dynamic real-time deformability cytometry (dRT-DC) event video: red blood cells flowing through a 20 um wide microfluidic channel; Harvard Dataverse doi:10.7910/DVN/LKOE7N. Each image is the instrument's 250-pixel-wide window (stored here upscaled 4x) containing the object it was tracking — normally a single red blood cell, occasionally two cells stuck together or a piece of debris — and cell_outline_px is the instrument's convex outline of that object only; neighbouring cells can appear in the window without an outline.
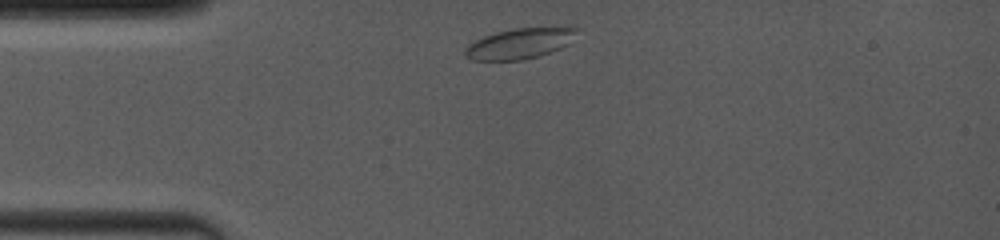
{"species": "common noctule bat (a hibernating species)", "species_latin": "Nyctalus noctula", "temperature_condition": "room temperature", "stored_images_in_passage": 5, "camera_frame_rate_fps": 4000, "um_per_image_px": 0.085, "animal": {"sex": "female", "body_mass_g": 19.0, "forearm_length_mm": 53.3}, "frame": {"image": 1, "passage_image": 1, "time_ms": 0.0, "image_size_px": [1000, 240], "cell_outline_px": [[580, 28], [568, 44], [552, 52], [540, 56], [524, 60], [472, 60], [464, 56], [464, 48], [468, 44], [484, 36], [496, 32], [516, 28]], "centroid_in_image_um": [44.13, 3.72], "position_along_channel_um": 40.9, "area_um2": 19.77}}
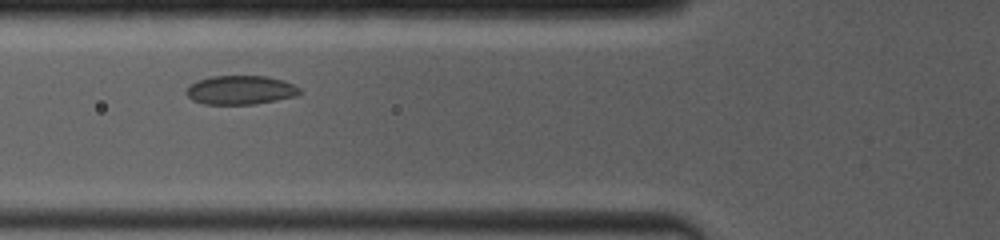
{"frame": {"image": 2, "passage_image": 4, "time_ms": 2.25, "image_size_px": [1000, 240], "cell_outline_px": [[304, 92], [296, 96], [256, 104], [204, 104], [192, 100], [184, 92], [196, 80], [212, 76], [268, 76], [284, 80], [300, 88]], "centroid_in_image_um": [20.47, 7.65], "position_along_channel_um": 105.3, "area_um2": 19.25}}
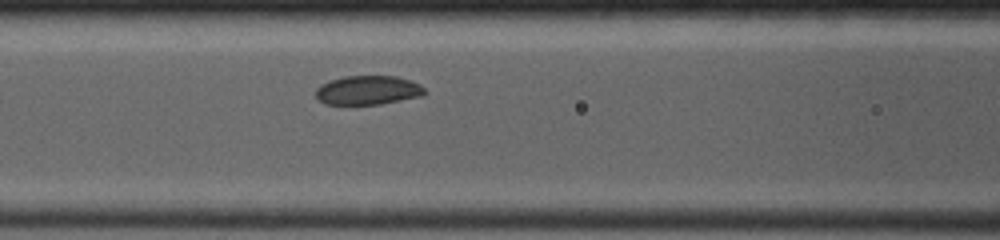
{"frame": {"image": 3, "passage_image": 5, "time_ms": 3.0, "image_size_px": [1000, 240], "cell_outline_px": [[428, 92], [424, 96], [380, 104], [324, 104], [316, 96], [316, 88], [320, 84], [344, 76], [396, 76], [420, 84]], "centroid_in_image_um": [31.3, 7.67], "position_along_channel_um": 135.3, "area_um2": 18.5}}